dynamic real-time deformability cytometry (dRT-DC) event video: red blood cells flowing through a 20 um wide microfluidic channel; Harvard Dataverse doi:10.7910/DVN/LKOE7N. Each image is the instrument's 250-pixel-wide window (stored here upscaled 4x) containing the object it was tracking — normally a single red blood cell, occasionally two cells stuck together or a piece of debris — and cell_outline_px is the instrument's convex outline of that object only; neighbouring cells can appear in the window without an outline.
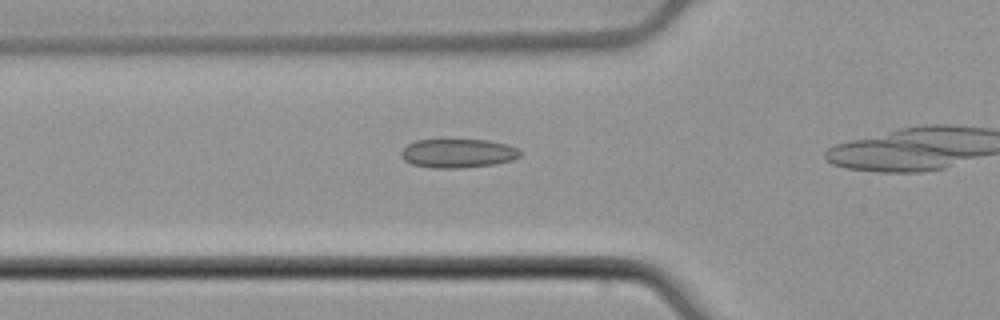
{"species": "common noctule bat (a hibernating species)", "species_latin": "Nyctalus noctula", "temperature_condition": "cold", "stored_images_in_passage": 11, "camera_frame_rate_fps": 3000, "um_per_image_px": 0.085, "animal": {"sex": "male", "body_mass_g": 21.5, "forearm_length_mm": 52.0}, "frame": {"image": 1, "passage_image": 7, "time_ms": 2.0, "image_size_px": [1000, 320], "cell_outline_px": [[520, 156], [512, 160], [492, 164], [456, 168], [432, 168], [412, 164], [404, 160], [400, 156], [400, 152], [408, 144], [416, 140], [440, 136], [488, 140], [520, 148]], "centroid_in_image_um": [38.86, 12.97], "position_along_channel_um": 86.9, "area_um2": 20.92}}
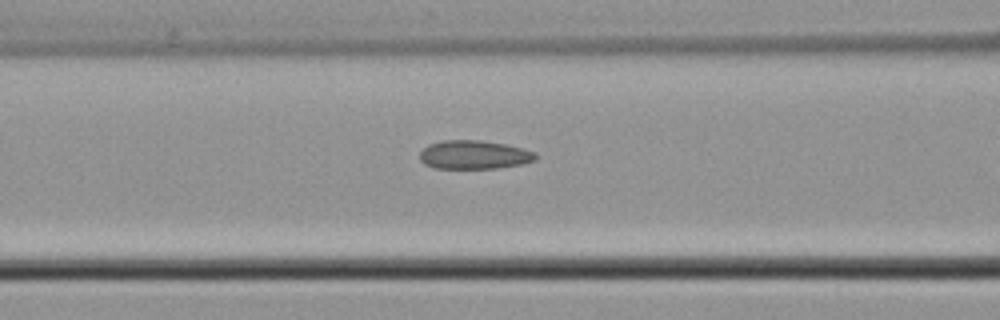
{"frame": {"image": 2, "passage_image": 10, "time_ms": 3.0, "image_size_px": [1000, 320], "cell_outline_px": [[536, 160], [520, 164], [496, 168], [432, 168], [424, 164], [420, 160], [420, 152], [428, 144], [444, 140], [480, 140], [504, 144], [536, 152]], "centroid_in_image_um": [40.26, 13.15], "position_along_channel_um": 126.3, "area_um2": 19.25}}